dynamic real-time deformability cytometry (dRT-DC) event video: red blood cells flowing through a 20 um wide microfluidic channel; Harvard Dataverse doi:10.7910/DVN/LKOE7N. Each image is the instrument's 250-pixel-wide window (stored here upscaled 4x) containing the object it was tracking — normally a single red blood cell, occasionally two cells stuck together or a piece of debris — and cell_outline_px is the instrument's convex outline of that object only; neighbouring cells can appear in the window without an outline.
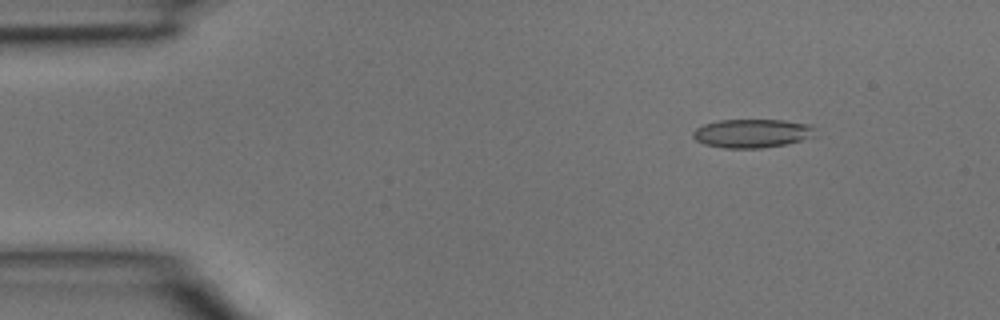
{"species": "common noctule bat (a hibernating species)", "species_latin": "Nyctalus noctula", "temperature_condition": "room temperature", "stored_images_in_passage": 4, "camera_frame_rate_fps": 3000, "um_per_image_px": 0.085, "animal": {"sex": "male", "body_mass_g": 15.6}, "frame": {"image": 1, "passage_image": 2, "time_ms": 0.333, "image_size_px": [1000, 320], "cell_outline_px": [[820, 136], [784, 144], [764, 148], [724, 148], [704, 144], [696, 140], [692, 136], [692, 132], [696, 128], [704, 124], [720, 120], [784, 120], [812, 124], [816, 128]], "centroid_in_image_um": [64.02, 11.33], "position_along_channel_um": 21.0, "area_um2": 20.81}}
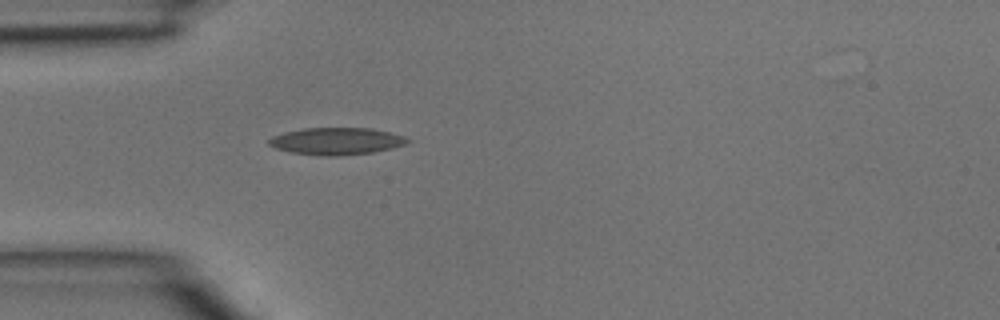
{"frame": {"image": 2, "passage_image": 4, "time_ms": 1.0, "image_size_px": [1000, 320], "cell_outline_px": [[412, 140], [404, 144], [392, 148], [372, 152], [340, 156], [320, 156], [292, 152], [276, 148], [268, 144], [268, 140], [272, 136], [284, 132], [304, 128], [372, 128], [404, 136]], "centroid_in_image_um": [28.59, 12.0], "position_along_channel_um": 56.4, "area_um2": 21.85}}